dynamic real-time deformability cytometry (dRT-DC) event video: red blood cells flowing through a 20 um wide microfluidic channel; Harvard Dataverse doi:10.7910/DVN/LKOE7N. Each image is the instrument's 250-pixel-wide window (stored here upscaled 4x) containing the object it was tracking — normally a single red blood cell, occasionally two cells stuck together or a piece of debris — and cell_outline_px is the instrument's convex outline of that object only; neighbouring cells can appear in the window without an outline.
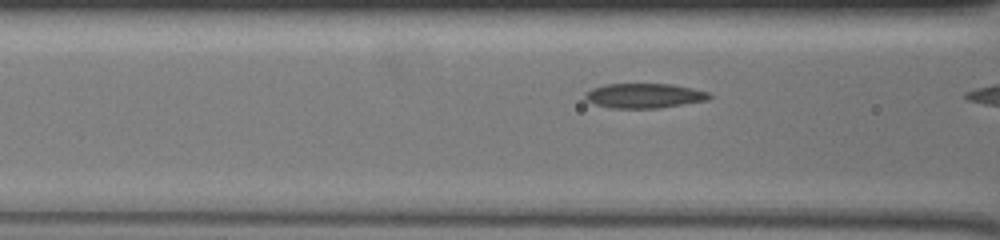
{"species": "common noctule bat (a hibernating species)", "species_latin": "Nyctalus noctula", "temperature_condition": "warm", "stored_images_in_passage": 8, "camera_frame_rate_fps": 3000, "um_per_image_px": 0.085, "animal": {"sex": "female", "body_mass_g": 19.5, "forearm_length_mm": 54.1}, "frame": {"image": 1, "passage_image": 6, "time_ms": 1.667, "image_size_px": [1000, 240], "cell_outline_px": [[712, 96], [708, 100], [660, 108], [612, 108], [596, 104], [588, 100], [584, 96], [584, 92], [592, 88], [604, 84], [672, 84], [692, 88], [708, 92]], "centroid_in_image_um": [54.77, 8.13], "position_along_channel_um": 111.8, "area_um2": 17.86}}